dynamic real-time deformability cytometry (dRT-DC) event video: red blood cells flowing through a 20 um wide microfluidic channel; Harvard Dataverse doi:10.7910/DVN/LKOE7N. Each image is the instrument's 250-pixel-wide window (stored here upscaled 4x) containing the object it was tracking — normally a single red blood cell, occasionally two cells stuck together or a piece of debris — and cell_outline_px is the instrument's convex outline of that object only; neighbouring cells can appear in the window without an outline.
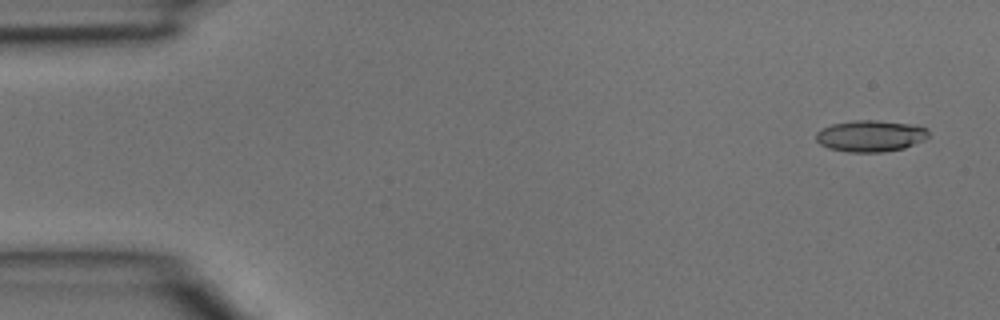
{"species": "common noctule bat (a hibernating species)", "species_latin": "Nyctalus noctula", "temperature_condition": "room temperature", "stored_images_in_passage": 5, "camera_frame_rate_fps": 3000, "um_per_image_px": 0.085, "animal": {"sex": "male", "body_mass_g": 15.6}, "frame": {"image": 1, "passage_image": 1, "time_ms": 0.0, "image_size_px": [1000, 320], "cell_outline_px": [[928, 136], [924, 140], [904, 148], [884, 152], [848, 152], [828, 148], [820, 144], [816, 140], [816, 132], [820, 128], [832, 124], [852, 120], [880, 120], [920, 124], [928, 128]], "centroid_in_image_um": [74.02, 11.54], "position_along_channel_um": 11.0, "area_um2": 21.1}}